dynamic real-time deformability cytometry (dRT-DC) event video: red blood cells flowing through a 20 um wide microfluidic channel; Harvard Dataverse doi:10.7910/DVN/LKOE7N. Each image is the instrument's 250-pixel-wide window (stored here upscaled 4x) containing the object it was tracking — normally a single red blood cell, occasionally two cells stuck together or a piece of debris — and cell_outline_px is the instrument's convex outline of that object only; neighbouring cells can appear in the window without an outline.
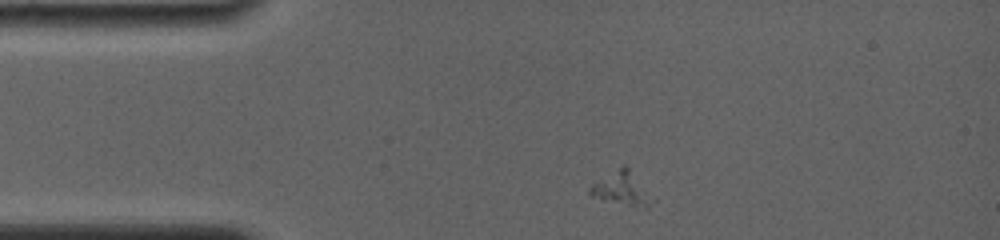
{"species": "common noctule bat (a hibernating species)", "species_latin": "Nyctalus noctula", "temperature_condition": "room temperature", "stored_images_in_passage": 44, "camera_frame_rate_fps": 4000, "um_per_image_px": 0.085, "animal": {"sex": "female", "body_mass_g": 19.0, "forearm_length_mm": 56.7}, "frame": {"image": 1, "passage_image": 1, "time_ms": 0.0, "image_size_px": [1000, 240], "cell_outline_px": [[648, 208], [644, 208], [588, 196], [588, 188], [592, 184], [624, 164], [628, 168], [648, 204]], "centroid_in_image_um": [52.6, 16.03], "position_along_channel_um": 32.4, "area_um2": 10.46}}
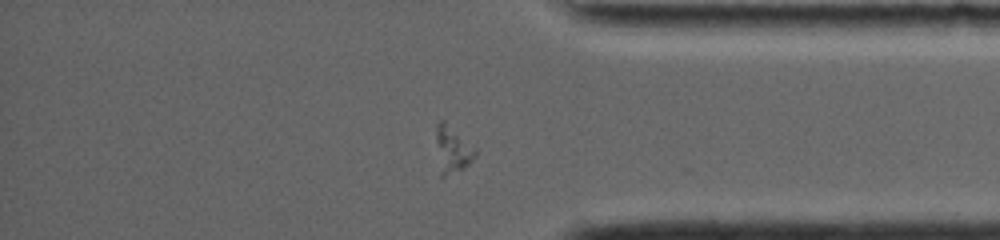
{"frame": {"image": 2, "passage_image": 38, "time_ms": 10.75, "image_size_px": [1000, 240], "cell_outline_px": [[476, 156], [464, 168], [444, 176], [440, 176], [436, 140], [436, 124], [440, 120], [444, 120], [476, 148]], "centroid_in_image_um": [38.45, 12.69], "position_along_channel_um": 396.7, "area_um2": 10.58}}